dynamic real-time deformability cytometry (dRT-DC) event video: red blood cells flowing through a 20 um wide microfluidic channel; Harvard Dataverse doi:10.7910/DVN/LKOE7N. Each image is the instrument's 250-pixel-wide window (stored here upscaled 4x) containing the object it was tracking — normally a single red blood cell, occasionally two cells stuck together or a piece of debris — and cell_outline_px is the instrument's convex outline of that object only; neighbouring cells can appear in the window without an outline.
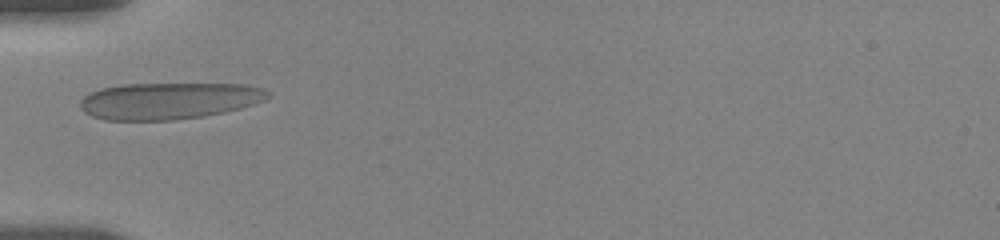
{"species": "human", "species_latin": "Homo sapiens", "temperature_condition": "room temperature", "stored_images_in_passage": 10, "camera_frame_rate_fps": 3000, "um_per_image_px": 0.085, "donor": {"sex": "female"}, "frame": {"image": 1, "passage_image": 6, "time_ms": 3.667, "image_size_px": [1000, 240], "cell_outline_px": [[272, 96], [264, 100], [240, 108], [224, 112], [204, 116], [172, 120], [104, 120], [92, 116], [84, 112], [80, 108], [80, 100], [84, 96], [100, 88], [124, 84], [244, 84], [264, 88]], "centroid_in_image_um": [14.34, 8.57], "position_along_channel_um": 70.7, "area_um2": 40.17}}
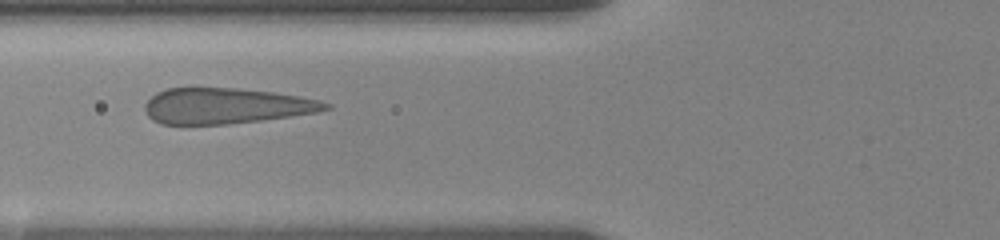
{"frame": {"image": 2, "passage_image": 7, "time_ms": 4.667, "image_size_px": [1000, 240], "cell_outline_px": [[332, 108], [316, 112], [260, 120], [228, 124], [160, 124], [152, 120], [148, 116], [144, 108], [144, 104], [156, 92], [168, 88], [236, 88], [272, 92], [320, 100], [332, 104]], "centroid_in_image_um": [19.17, 9.0], "position_along_channel_um": 106.6, "area_um2": 37.4}}
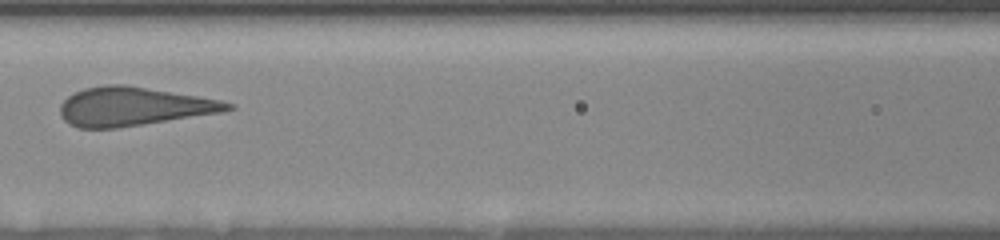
{"frame": {"image": 3, "passage_image": 9, "time_ms": 6.0, "image_size_px": [1000, 240], "cell_outline_px": [[236, 108], [220, 112], [116, 128], [80, 128], [68, 124], [60, 116], [60, 104], [68, 96], [84, 88], [104, 84], [124, 84], [220, 100], [236, 104]], "centroid_in_image_um": [11.3, 9.05], "position_along_channel_um": 155.3, "area_um2": 37.45}}